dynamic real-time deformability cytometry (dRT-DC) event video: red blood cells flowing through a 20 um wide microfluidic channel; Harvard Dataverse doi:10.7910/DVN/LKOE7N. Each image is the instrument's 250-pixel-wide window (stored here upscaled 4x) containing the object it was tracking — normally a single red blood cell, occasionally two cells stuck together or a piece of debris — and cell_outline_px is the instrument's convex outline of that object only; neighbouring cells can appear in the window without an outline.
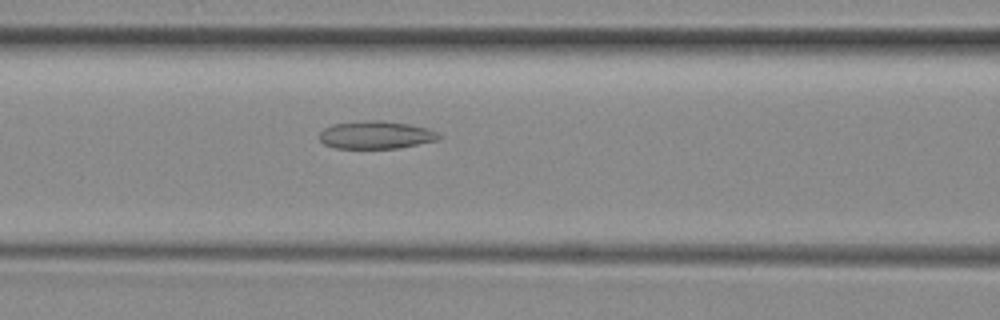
{"species": "common noctule bat (a hibernating species)", "species_latin": "Nyctalus noctula", "temperature_condition": "room temperature", "stored_images_in_passage": 22, "camera_frame_rate_fps": 3000, "um_per_image_px": 0.085, "animal": {"sex": "female", "body_mass_g": 29.2, "forearm_length_mm": 56.3}, "frame": {"image": 1, "passage_image": 6, "time_ms": 1.667, "image_size_px": [1000, 320], "cell_outline_px": [[444, 136], [440, 140], [400, 148], [336, 148], [324, 144], [320, 140], [320, 132], [324, 128], [332, 124], [368, 120], [384, 120], [408, 124], [428, 128]], "centroid_in_image_um": [32.0, 11.47], "position_along_channel_um": 134.6, "area_um2": 19.54}}
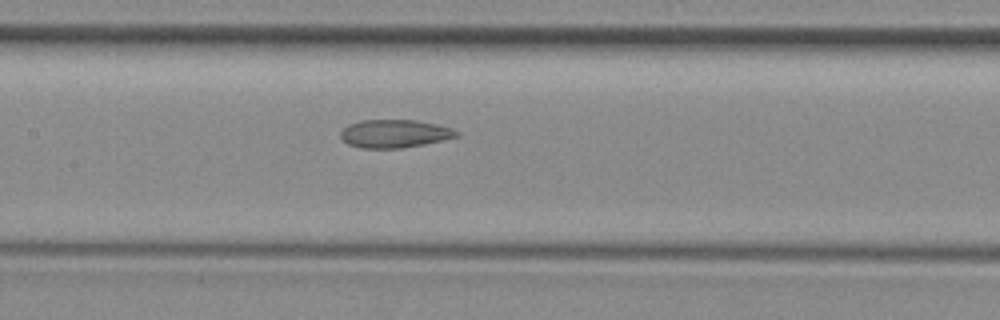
{"frame": {"image": 2, "passage_image": 9, "time_ms": 2.667, "image_size_px": [1000, 320], "cell_outline_px": [[460, 136], [424, 144], [400, 148], [360, 148], [348, 144], [340, 136], [340, 132], [348, 124], [360, 120], [416, 120], [436, 124], [452, 128], [460, 132]], "centroid_in_image_um": [33.54, 11.35], "position_along_channel_um": 173.9, "area_um2": 19.02}}
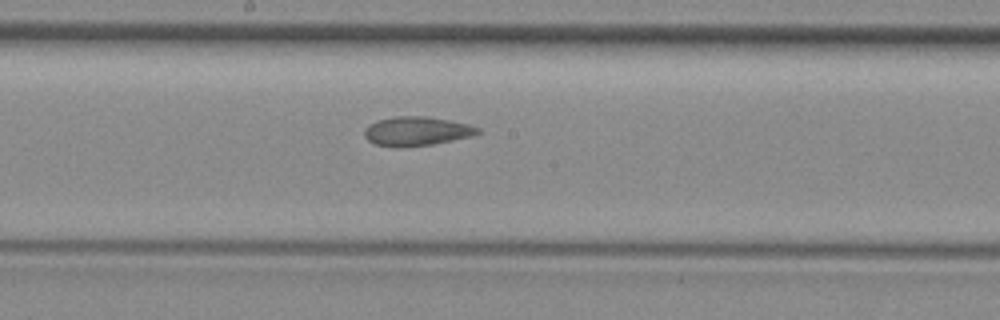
{"frame": {"image": 3, "passage_image": 12, "time_ms": 3.667, "image_size_px": [1000, 320], "cell_outline_px": [[480, 132], [472, 136], [432, 144], [396, 148], [376, 144], [368, 140], [364, 136], [364, 128], [368, 124], [376, 120], [396, 116], [424, 116], [448, 120], [468, 124], [480, 128]], "centroid_in_image_um": [35.37, 11.15], "position_along_channel_um": 212.8, "area_um2": 19.25}}